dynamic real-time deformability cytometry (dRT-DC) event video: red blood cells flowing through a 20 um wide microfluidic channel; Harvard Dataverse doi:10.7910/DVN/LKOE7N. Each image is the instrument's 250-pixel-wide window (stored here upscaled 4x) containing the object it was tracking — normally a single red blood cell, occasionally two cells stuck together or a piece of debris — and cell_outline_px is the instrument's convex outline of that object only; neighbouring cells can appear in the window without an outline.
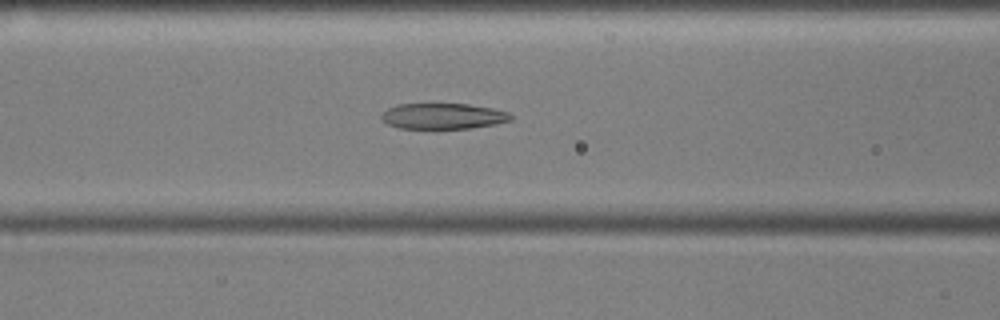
{"species": "common noctule bat (a hibernating species)", "species_latin": "Nyctalus noctula", "temperature_condition": "cold", "stored_images_in_passage": 53, "camera_frame_rate_fps": 3000, "um_per_image_px": 0.085, "animal": {"sex": "male", "body_mass_g": 17.9, "forearm_length_mm": 54.2}, "frame": {"image": 1, "passage_image": 20, "time_ms": 6.333, "image_size_px": [1000, 320], "cell_outline_px": [[512, 120], [496, 124], [472, 128], [400, 128], [388, 124], [380, 116], [388, 108], [400, 104], [468, 104], [492, 108], [508, 112], [512, 116]], "centroid_in_image_um": [37.7, 9.87], "position_along_channel_um": 128.9, "area_um2": 19.25}}
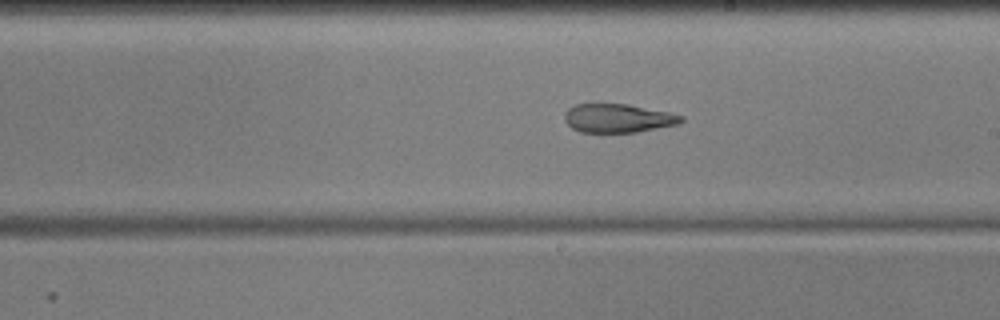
{"frame": {"image": 2, "passage_image": 29, "time_ms": 9.333, "image_size_px": [1000, 320], "cell_outline_px": [[684, 120], [676, 124], [636, 132], [580, 132], [572, 128], [564, 120], [564, 112], [568, 108], [576, 104], [628, 104], [668, 112], [684, 116]], "centroid_in_image_um": [52.49, 10.04], "position_along_channel_um": 236.5, "area_um2": 19.36}}
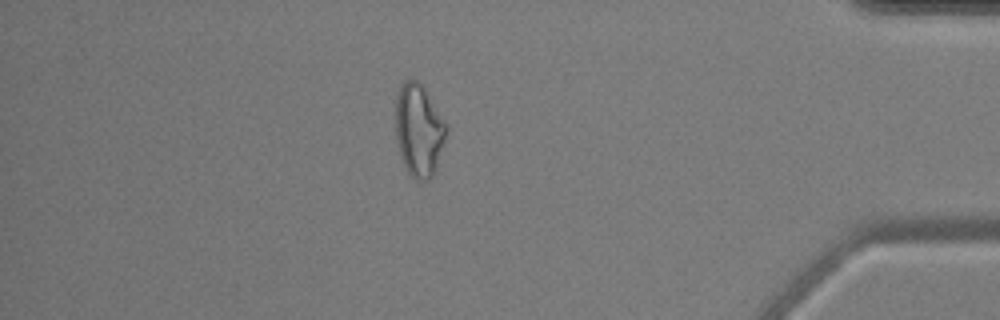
{"frame": {"image": 3, "passage_image": 46, "time_ms": 15.0, "image_size_px": [1000, 320], "cell_outline_px": [[448, 128], [436, 172], [428, 180], [416, 180], [408, 172], [400, 156], [396, 140], [396, 96], [400, 84], [404, 80], [416, 80], [424, 88], [448, 124]], "centroid_in_image_um": [35.61, 11.08], "position_along_channel_um": 399.6, "area_um2": 27.57}, "authors_computed_cell_mechanics": {"area_um2": 23.2934, "velocity_mm_per_s": 3.587, "shape_relaxation_time_tau1_ms": null, "shape_relaxation_time_tau2_ms": 6.2912, "deformation_change_tau1": null, "deformation_change_tau2": 0.1818}}